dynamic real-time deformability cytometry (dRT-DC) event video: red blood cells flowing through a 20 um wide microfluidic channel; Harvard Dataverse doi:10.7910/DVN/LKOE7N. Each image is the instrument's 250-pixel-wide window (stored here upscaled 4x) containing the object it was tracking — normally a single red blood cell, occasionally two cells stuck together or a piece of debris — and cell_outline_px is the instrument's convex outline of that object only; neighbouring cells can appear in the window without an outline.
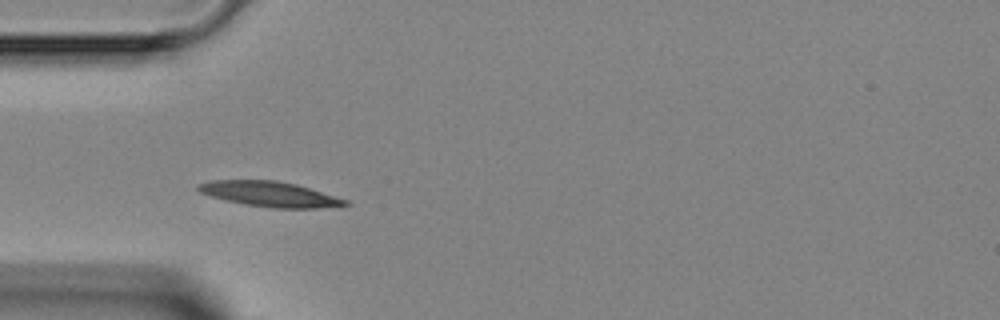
{"species": "Egyptian fruit bat (a non-hibernating species)", "species_latin": "Rousettus aegyptiacus", "temperature_condition": "room temperature", "stored_images_in_passage": 6, "camera_frame_rate_fps": 3000, "um_per_image_px": 0.085, "animal": {"sex": "female"}, "frame": {"image": 1, "passage_image": 3, "time_ms": 3.0, "image_size_px": [1000, 320], "cell_outline_px": [[352, 204], [316, 208], [272, 208], [244, 204], [224, 200], [200, 192], [196, 188], [196, 184], [208, 180], [276, 180], [296, 184], [348, 200]], "centroid_in_image_um": [22.89, 16.49], "position_along_channel_um": 62.1, "area_um2": 21.56}}
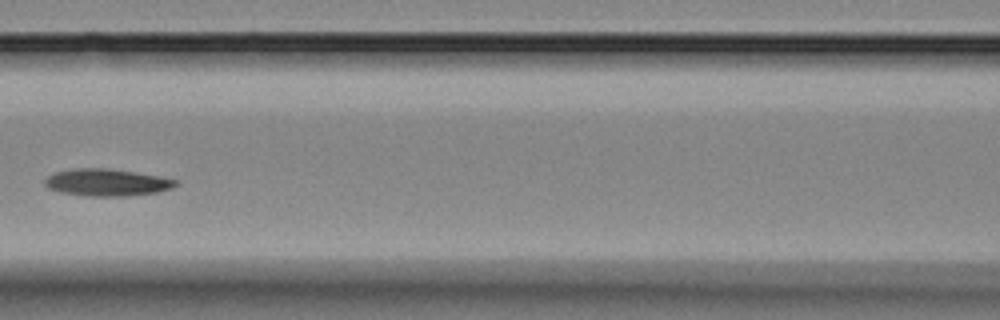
{"frame": {"image": 2, "passage_image": 5, "time_ms": 5.333, "image_size_px": [1000, 320], "cell_outline_px": [[176, 184], [172, 188], [156, 192], [128, 196], [84, 196], [60, 192], [48, 188], [44, 184], [44, 180], [48, 176], [56, 172], [72, 168], [104, 168], [132, 172], [156, 176], [176, 180]], "centroid_in_image_um": [9.01, 15.51], "position_along_channel_um": 157.6, "area_um2": 20.4}}
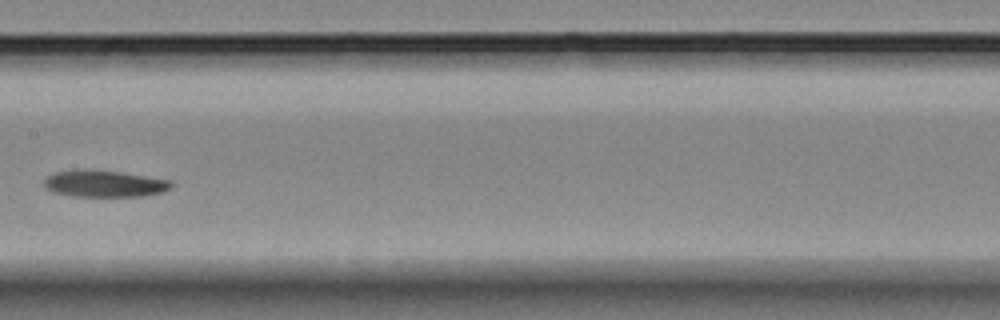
{"frame": {"image": 3, "passage_image": 6, "time_ms": 6.333, "image_size_px": [1000, 320], "cell_outline_px": [[172, 188], [164, 192], [144, 196], [72, 196], [52, 192], [44, 188], [44, 180], [52, 172], [76, 168], [88, 168], [120, 172], [172, 180]], "centroid_in_image_um": [8.83, 15.59], "position_along_channel_um": 198.6, "area_um2": 20.35}}